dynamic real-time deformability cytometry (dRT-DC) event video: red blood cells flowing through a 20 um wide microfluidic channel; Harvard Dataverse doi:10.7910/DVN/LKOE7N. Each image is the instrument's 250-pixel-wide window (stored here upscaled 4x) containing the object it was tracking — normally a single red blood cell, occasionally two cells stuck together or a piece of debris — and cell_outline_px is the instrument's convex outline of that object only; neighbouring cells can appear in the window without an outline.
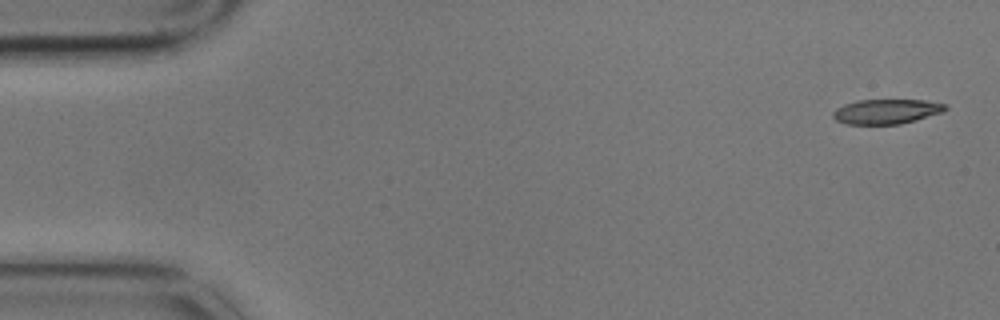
{"species": "common noctule bat (a hibernating species)", "species_latin": "Nyctalus noctula", "temperature_condition": "cold", "stored_images_in_passage": 5, "camera_frame_rate_fps": 3000, "um_per_image_px": 0.085, "animal": {"sex": "male", "body_mass_g": 17.9}, "frame": {"image": 1, "passage_image": 1, "time_ms": 0.0, "image_size_px": [1000, 320], "cell_outline_px": [[948, 108], [940, 112], [916, 120], [900, 124], [848, 124], [836, 120], [832, 116], [832, 112], [836, 108], [844, 104], [856, 100], [924, 100], [948, 104]], "centroid_in_image_um": [75.32, 9.47], "position_along_channel_um": 9.7, "area_um2": 16.18}}
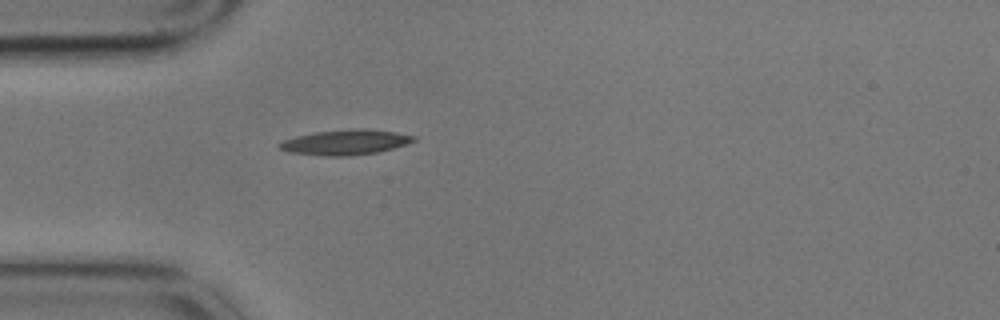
{"frame": {"image": 2, "passage_image": 5, "time_ms": 1.333, "image_size_px": [1000, 320], "cell_outline_px": [[416, 140], [392, 148], [376, 152], [348, 156], [324, 156], [288, 152], [280, 148], [276, 144], [284, 140], [296, 136], [316, 132], [364, 128], [396, 132], [416, 136]], "centroid_in_image_um": [29.34, 12.09], "position_along_channel_um": 55.7, "area_um2": 19.42}}